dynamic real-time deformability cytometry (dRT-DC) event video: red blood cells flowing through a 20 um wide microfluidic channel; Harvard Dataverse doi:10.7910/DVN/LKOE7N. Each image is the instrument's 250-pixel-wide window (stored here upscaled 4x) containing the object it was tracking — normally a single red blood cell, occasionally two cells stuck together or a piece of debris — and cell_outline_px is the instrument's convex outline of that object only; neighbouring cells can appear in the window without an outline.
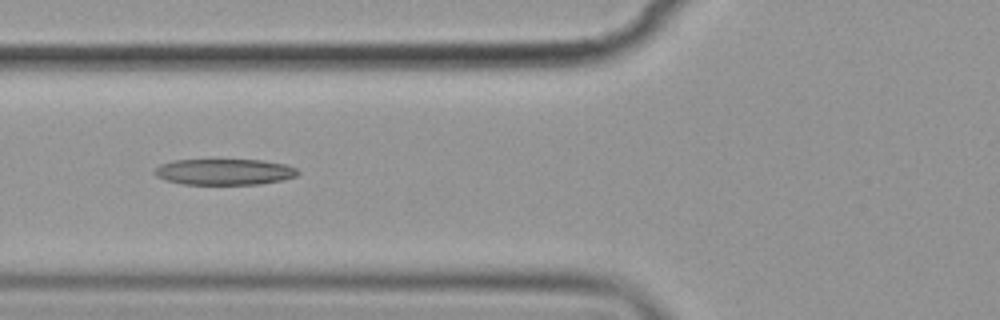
{"species": "common noctule bat (a hibernating species)", "species_latin": "Nyctalus noctula", "temperature_condition": "cold", "stored_images_in_passage": 7, "camera_frame_rate_fps": 3000, "um_per_image_px": 0.085, "animal": {"sex": "female", "body_mass_g": 19.9}, "frame": {"image": 1, "passage_image": 7, "time_ms": 7.0, "image_size_px": [1000, 320], "cell_outline_px": [[300, 172], [296, 176], [284, 180], [260, 184], [184, 184], [168, 180], [156, 176], [152, 172], [160, 164], [172, 160], [260, 160], [284, 164], [296, 168]], "centroid_in_image_um": [19.08, 14.61], "position_along_channel_um": 106.7, "area_um2": 21.68}}